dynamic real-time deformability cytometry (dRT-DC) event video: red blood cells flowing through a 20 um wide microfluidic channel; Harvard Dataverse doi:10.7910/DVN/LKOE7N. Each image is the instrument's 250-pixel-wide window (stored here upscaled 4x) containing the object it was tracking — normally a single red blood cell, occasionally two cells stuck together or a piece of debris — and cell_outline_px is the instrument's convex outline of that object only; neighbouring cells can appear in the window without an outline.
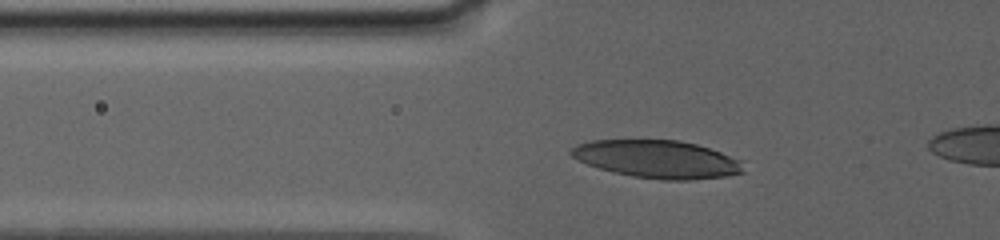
{"species": "human", "species_latin": "Homo sapiens", "temperature_condition": "warm", "stored_images_in_passage": 9, "camera_frame_rate_fps": 3000, "um_per_image_px": 0.085, "donor": {"sex": "female"}, "frame": {"image": 1, "passage_image": 7, "time_ms": 4.333, "image_size_px": [1000, 240], "cell_outline_px": [[744, 172], [724, 176], [692, 180], [664, 180], [632, 176], [612, 172], [588, 164], [572, 156], [568, 152], [576, 144], [592, 140], [680, 140], [696, 144], [720, 152], [740, 160]], "centroid_in_image_um": [55.85, 13.53], "position_along_channel_um": 70.0, "area_um2": 37.69}}